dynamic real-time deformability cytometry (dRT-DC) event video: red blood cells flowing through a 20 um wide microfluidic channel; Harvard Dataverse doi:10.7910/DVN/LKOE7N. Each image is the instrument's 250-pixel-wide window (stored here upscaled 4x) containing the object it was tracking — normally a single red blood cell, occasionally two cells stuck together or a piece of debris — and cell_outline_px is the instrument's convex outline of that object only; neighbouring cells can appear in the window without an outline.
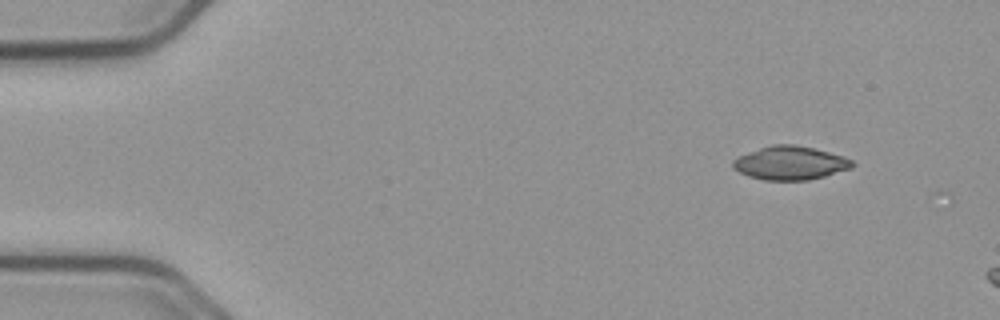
{"species": "common noctule bat (a hibernating species)", "species_latin": "Nyctalus noctula", "temperature_condition": "cold", "stored_images_in_passage": 2, "camera_frame_rate_fps": 3000, "um_per_image_px": 0.085, "animal": {"sex": "male", "body_mass_g": 23.1, "forearm_length_mm": 52.7}, "frame": {"image": 1, "passage_image": 1, "time_ms": 0.0, "image_size_px": [1000, 320], "cell_outline_px": [[856, 164], [852, 168], [824, 176], [808, 180], [764, 180], [748, 176], [732, 168], [732, 160], [740, 156], [760, 148], [772, 144], [796, 144], [844, 156], [852, 160]], "centroid_in_image_um": [67.18, 13.86], "position_along_channel_um": 17.8, "area_um2": 23.29}}